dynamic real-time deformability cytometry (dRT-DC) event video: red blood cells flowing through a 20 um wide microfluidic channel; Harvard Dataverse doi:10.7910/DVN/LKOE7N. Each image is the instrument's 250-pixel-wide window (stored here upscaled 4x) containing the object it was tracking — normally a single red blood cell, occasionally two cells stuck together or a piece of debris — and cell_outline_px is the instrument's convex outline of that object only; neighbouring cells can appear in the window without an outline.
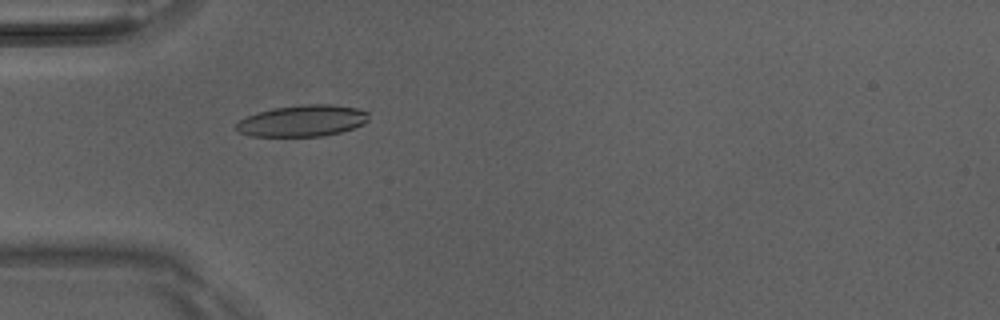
{"species": "Egyptian fruit bat (a non-hibernating species)", "species_latin": "Rousettus aegyptiacus", "temperature_condition": "room temperature", "stored_images_in_passage": 4, "camera_frame_rate_fps": 3000, "um_per_image_px": 0.085, "animal": {"sex": "male"}, "frame": {"image": 1, "passage_image": 4, "time_ms": 1.0, "image_size_px": [1000, 320], "cell_outline_px": [[368, 120], [364, 124], [340, 132], [324, 136], [252, 136], [240, 132], [236, 128], [236, 124], [240, 120], [248, 116], [272, 108], [304, 104], [332, 104], [356, 108], [368, 112]], "centroid_in_image_um": [25.74, 10.26], "position_along_channel_um": 59.3, "area_um2": 24.1}}